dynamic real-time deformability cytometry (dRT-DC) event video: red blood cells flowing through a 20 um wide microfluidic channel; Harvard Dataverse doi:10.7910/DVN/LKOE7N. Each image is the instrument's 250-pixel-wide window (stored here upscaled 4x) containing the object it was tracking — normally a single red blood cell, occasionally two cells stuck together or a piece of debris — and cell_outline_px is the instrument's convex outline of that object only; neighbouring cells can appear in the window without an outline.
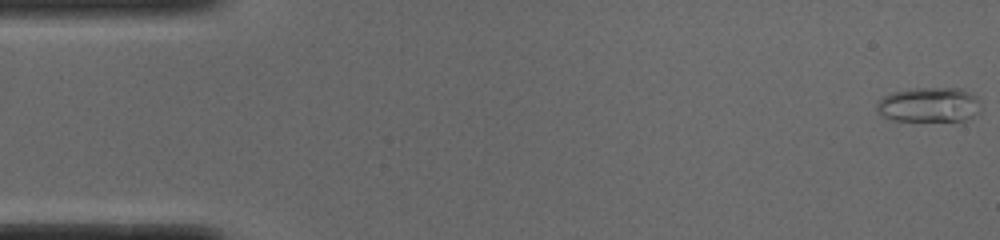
{"species": "common noctule bat (a hibernating species)", "species_latin": "Nyctalus noctula", "temperature_condition": "cold", "stored_images_in_passage": 14, "camera_frame_rate_fps": 3000, "um_per_image_px": 0.085, "animal": {"sex": "male", "body_mass_g": 19.0, "forearm_length_mm": 50.8}, "frame": {"image": 1, "passage_image": 1, "time_ms": 0.0, "image_size_px": [1000, 240], "cell_outline_px": [[980, 112], [964, 120], [892, 120], [884, 116], [876, 108], [876, 104], [884, 96], [892, 92], [908, 88], [960, 88], [976, 96]], "centroid_in_image_um": [78.95, 8.88], "position_along_channel_um": 6.0, "area_um2": 20.81}}